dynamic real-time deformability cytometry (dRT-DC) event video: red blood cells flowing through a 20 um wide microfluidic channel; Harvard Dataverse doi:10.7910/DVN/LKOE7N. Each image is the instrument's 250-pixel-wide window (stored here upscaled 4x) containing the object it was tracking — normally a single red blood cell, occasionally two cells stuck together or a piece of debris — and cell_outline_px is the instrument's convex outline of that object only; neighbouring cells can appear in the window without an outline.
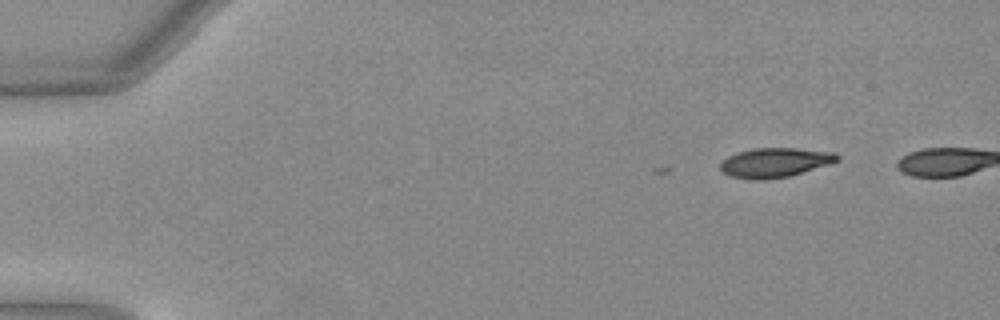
{"species": "Egyptian fruit bat (a non-hibernating species)", "species_latin": "Rousettus aegyptiacus", "temperature_condition": "warm", "stored_images_in_passage": 2, "camera_frame_rate_fps": 3000, "um_per_image_px": 0.085, "animal": {"sex": "female"}, "frame": {"image": 1, "passage_image": 2, "time_ms": 0.333, "image_size_px": [1000, 320], "cell_outline_px": [[840, 160], [828, 164], [788, 176], [764, 180], [756, 180], [728, 176], [720, 168], [720, 164], [728, 156], [740, 152], [756, 148], [796, 148], [836, 152], [840, 156]], "centroid_in_image_um": [65.89, 13.81], "position_along_channel_um": 19.1, "area_um2": 19.88}}